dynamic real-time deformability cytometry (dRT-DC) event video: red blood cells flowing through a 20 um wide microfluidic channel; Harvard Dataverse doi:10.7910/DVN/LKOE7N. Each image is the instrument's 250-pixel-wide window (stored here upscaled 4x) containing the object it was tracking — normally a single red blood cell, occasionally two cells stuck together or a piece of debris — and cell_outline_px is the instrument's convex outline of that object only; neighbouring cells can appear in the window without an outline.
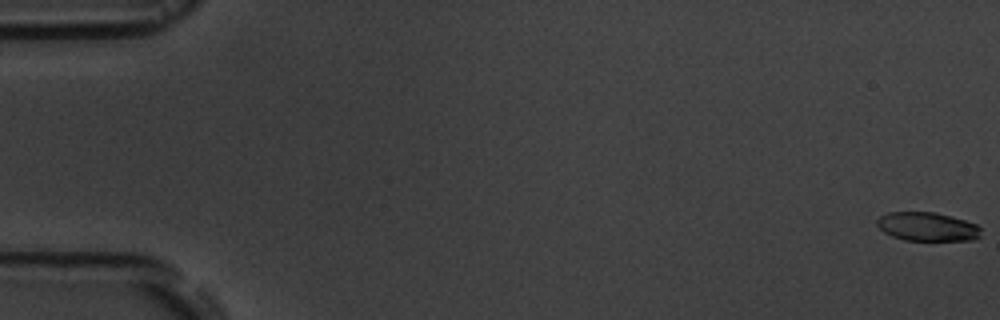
{"species": "common noctule bat (a hibernating species)", "species_latin": "Nyctalus noctula", "temperature_condition": "room temperature", "stored_images_in_passage": 4, "camera_frame_rate_fps": 3000, "um_per_image_px": 0.085, "animal": {"sex": "male", "body_mass_g": 19.5, "forearm_length_mm": 54.6}, "frame": {"image": 1, "passage_image": 1, "time_ms": 0.0, "image_size_px": [1000, 320], "cell_outline_px": [[980, 236], [972, 240], [904, 240], [892, 236], [884, 232], [876, 224], [876, 220], [880, 216], [888, 212], [936, 212], [952, 216], [976, 224], [980, 228]], "centroid_in_image_um": [78.8, 19.26], "position_along_channel_um": 6.2, "area_um2": 17.4}}